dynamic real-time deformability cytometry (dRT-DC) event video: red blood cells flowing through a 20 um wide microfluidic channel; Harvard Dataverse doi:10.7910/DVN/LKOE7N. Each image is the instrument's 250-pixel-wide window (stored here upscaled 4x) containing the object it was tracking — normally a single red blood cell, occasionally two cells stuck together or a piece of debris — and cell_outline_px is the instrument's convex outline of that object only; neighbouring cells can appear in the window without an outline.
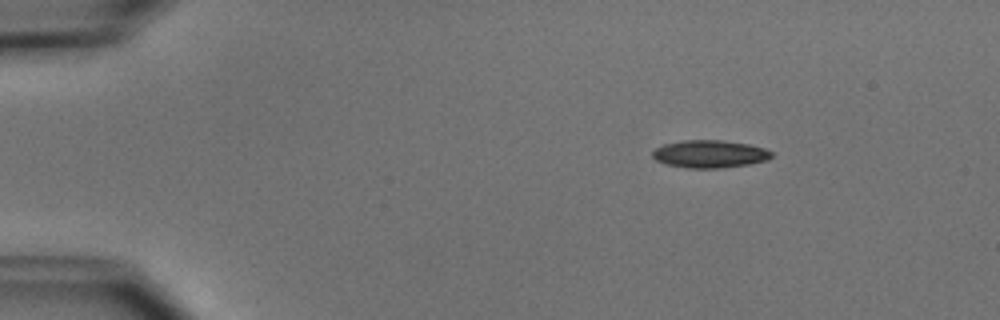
{"species": "common noctule bat (a hibernating species)", "species_latin": "Nyctalus noctula", "temperature_condition": "cold", "stored_images_in_passage": 3, "camera_frame_rate_fps": 3000, "um_per_image_px": 0.085, "animal": {"sex": "male", "body_mass_g": 15.6}, "frame": {"image": 1, "passage_image": 1, "time_ms": 0.0, "image_size_px": [1000, 320], "cell_outline_px": [[772, 156], [768, 160], [748, 164], [720, 168], [688, 168], [664, 164], [656, 160], [652, 156], [652, 152], [656, 148], [664, 144], [684, 140], [724, 140], [748, 144], [764, 148], [772, 152]], "centroid_in_image_um": [60.32, 13.09], "position_along_channel_um": 24.7, "area_um2": 19.19}}